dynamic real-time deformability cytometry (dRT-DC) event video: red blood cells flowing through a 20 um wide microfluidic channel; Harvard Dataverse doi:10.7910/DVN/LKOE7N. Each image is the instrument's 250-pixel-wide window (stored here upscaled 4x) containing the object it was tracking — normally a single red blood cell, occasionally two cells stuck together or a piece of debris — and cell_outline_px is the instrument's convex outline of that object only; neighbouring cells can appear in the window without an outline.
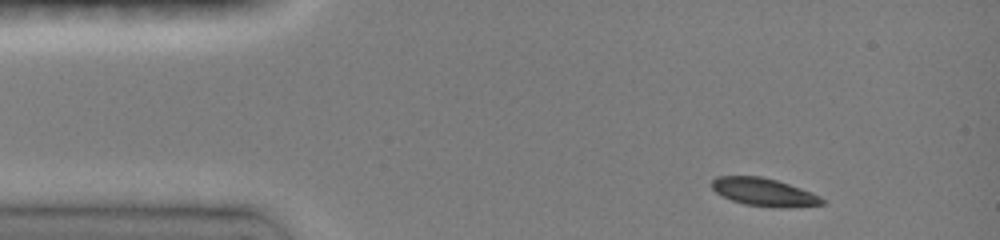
{"species": "common noctule bat (a hibernating species)", "species_latin": "Nyctalus noctula", "temperature_condition": "room temperature", "stored_images_in_passage": 4, "camera_frame_rate_fps": 3000, "um_per_image_px": 0.085, "animal": {"sex": "female", "body_mass_g": 19.0, "forearm_length_mm": 51.5}, "frame": {"image": 1, "passage_image": 1, "time_ms": 0.0, "image_size_px": [1000, 240], "cell_outline_px": [[824, 204], [788, 208], [776, 208], [744, 204], [732, 200], [716, 192], [712, 188], [712, 180], [716, 176], [760, 176], [776, 180], [812, 192], [820, 196], [824, 200]], "centroid_in_image_um": [64.95, 16.34], "position_along_channel_um": 20.0, "area_um2": 17.92}}
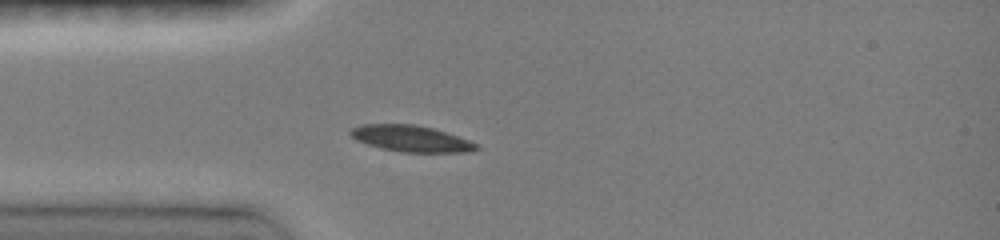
{"frame": {"image": 2, "passage_image": 4, "time_ms": 2.333, "image_size_px": [1000, 240], "cell_outline_px": [[480, 148], [472, 152], [404, 152], [380, 148], [356, 140], [348, 132], [352, 128], [360, 124], [416, 124], [432, 128], [480, 144]], "centroid_in_image_um": [34.94, 11.78], "position_along_channel_um": 50.1, "area_um2": 19.25}}